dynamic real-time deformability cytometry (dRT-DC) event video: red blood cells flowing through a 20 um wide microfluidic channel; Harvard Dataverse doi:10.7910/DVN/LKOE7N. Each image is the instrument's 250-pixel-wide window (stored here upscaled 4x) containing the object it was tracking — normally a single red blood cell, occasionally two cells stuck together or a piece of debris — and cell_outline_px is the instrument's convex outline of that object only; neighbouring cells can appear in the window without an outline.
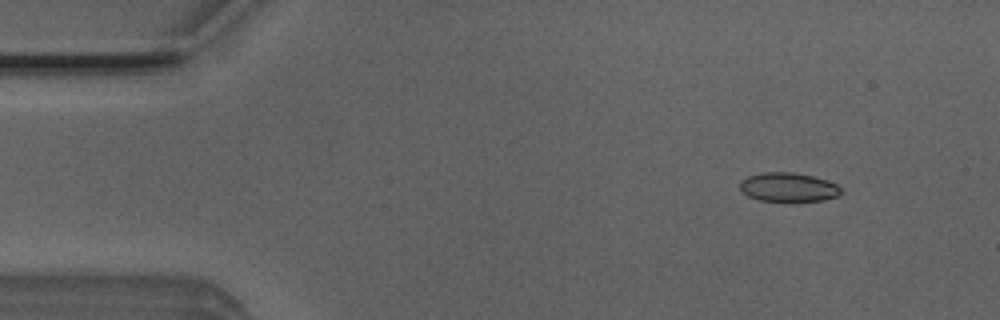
{"species": "Egyptian fruit bat (a non-hibernating species)", "species_latin": "Rousettus aegyptiacus", "temperature_condition": "room temperature", "stored_images_in_passage": 7, "camera_frame_rate_fps": 3000, "um_per_image_px": 0.085, "animal": {"sex": "male"}, "frame": {"image": 1, "passage_image": 2, "time_ms": 0.333, "image_size_px": [1000, 320], "cell_outline_px": [[844, 192], [836, 196], [824, 200], [760, 200], [748, 196], [740, 188], [740, 180], [748, 176], [764, 172], [792, 172], [812, 176], [828, 180], [836, 184]], "centroid_in_image_um": [67.01, 15.89], "position_along_channel_um": 18.0, "area_um2": 16.82}}
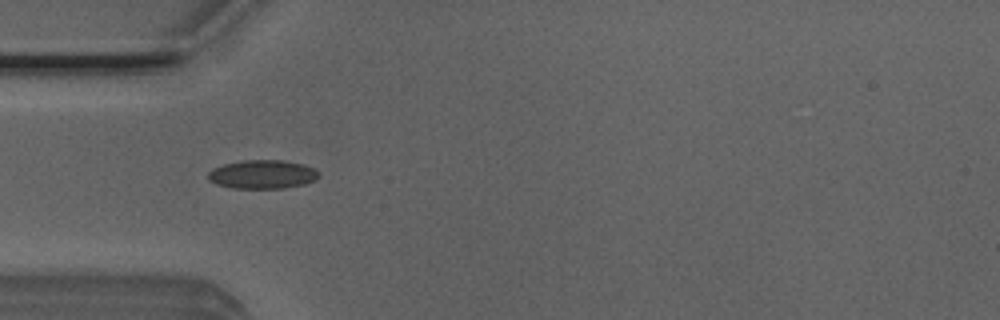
{"frame": {"image": 2, "passage_image": 5, "time_ms": 1.333, "image_size_px": [1000, 320], "cell_outline_px": [[320, 176], [304, 184], [284, 188], [232, 188], [216, 184], [208, 180], [208, 172], [212, 168], [224, 164], [244, 160], [280, 160], [304, 164], [320, 172]], "centroid_in_image_um": [22.28, 14.82], "position_along_channel_um": 62.7, "area_um2": 18.5}}